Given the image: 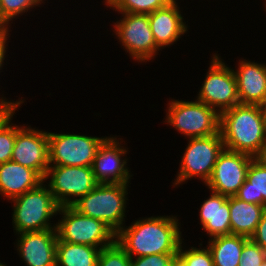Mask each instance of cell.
<instances>
[{
  "instance_id": "cell-22",
  "label": "cell",
  "mask_w": 266,
  "mask_h": 266,
  "mask_svg": "<svg viewBox=\"0 0 266 266\" xmlns=\"http://www.w3.org/2000/svg\"><path fill=\"white\" fill-rule=\"evenodd\" d=\"M248 237L224 235L209 239L208 248L212 254L214 266H238L241 252Z\"/></svg>"
},
{
  "instance_id": "cell-20",
  "label": "cell",
  "mask_w": 266,
  "mask_h": 266,
  "mask_svg": "<svg viewBox=\"0 0 266 266\" xmlns=\"http://www.w3.org/2000/svg\"><path fill=\"white\" fill-rule=\"evenodd\" d=\"M231 234L250 238L260 222L266 207L229 197Z\"/></svg>"
},
{
  "instance_id": "cell-33",
  "label": "cell",
  "mask_w": 266,
  "mask_h": 266,
  "mask_svg": "<svg viewBox=\"0 0 266 266\" xmlns=\"http://www.w3.org/2000/svg\"><path fill=\"white\" fill-rule=\"evenodd\" d=\"M260 110L264 118L266 119V95L263 98L262 102L259 104Z\"/></svg>"
},
{
  "instance_id": "cell-23",
  "label": "cell",
  "mask_w": 266,
  "mask_h": 266,
  "mask_svg": "<svg viewBox=\"0 0 266 266\" xmlns=\"http://www.w3.org/2000/svg\"><path fill=\"white\" fill-rule=\"evenodd\" d=\"M100 251V247L58 240L56 266H97Z\"/></svg>"
},
{
  "instance_id": "cell-24",
  "label": "cell",
  "mask_w": 266,
  "mask_h": 266,
  "mask_svg": "<svg viewBox=\"0 0 266 266\" xmlns=\"http://www.w3.org/2000/svg\"><path fill=\"white\" fill-rule=\"evenodd\" d=\"M23 103L21 101L9 102L0 99V164L11 161L17 126L11 122L15 110Z\"/></svg>"
},
{
  "instance_id": "cell-11",
  "label": "cell",
  "mask_w": 266,
  "mask_h": 266,
  "mask_svg": "<svg viewBox=\"0 0 266 266\" xmlns=\"http://www.w3.org/2000/svg\"><path fill=\"white\" fill-rule=\"evenodd\" d=\"M121 14L124 18L115 23L114 32L122 46L138 62L149 61L155 57L160 48L155 43L148 14Z\"/></svg>"
},
{
  "instance_id": "cell-18",
  "label": "cell",
  "mask_w": 266,
  "mask_h": 266,
  "mask_svg": "<svg viewBox=\"0 0 266 266\" xmlns=\"http://www.w3.org/2000/svg\"><path fill=\"white\" fill-rule=\"evenodd\" d=\"M44 179L33 169L8 161L0 164V193L9 200L37 188Z\"/></svg>"
},
{
  "instance_id": "cell-31",
  "label": "cell",
  "mask_w": 266,
  "mask_h": 266,
  "mask_svg": "<svg viewBox=\"0 0 266 266\" xmlns=\"http://www.w3.org/2000/svg\"><path fill=\"white\" fill-rule=\"evenodd\" d=\"M250 239L266 251V211L263 213L262 218Z\"/></svg>"
},
{
  "instance_id": "cell-25",
  "label": "cell",
  "mask_w": 266,
  "mask_h": 266,
  "mask_svg": "<svg viewBox=\"0 0 266 266\" xmlns=\"http://www.w3.org/2000/svg\"><path fill=\"white\" fill-rule=\"evenodd\" d=\"M105 4L120 13L150 14L173 0H105Z\"/></svg>"
},
{
  "instance_id": "cell-10",
  "label": "cell",
  "mask_w": 266,
  "mask_h": 266,
  "mask_svg": "<svg viewBox=\"0 0 266 266\" xmlns=\"http://www.w3.org/2000/svg\"><path fill=\"white\" fill-rule=\"evenodd\" d=\"M213 56L197 100L215 110L219 108L220 114L240 104V100L234 70L226 66L217 54Z\"/></svg>"
},
{
  "instance_id": "cell-5",
  "label": "cell",
  "mask_w": 266,
  "mask_h": 266,
  "mask_svg": "<svg viewBox=\"0 0 266 266\" xmlns=\"http://www.w3.org/2000/svg\"><path fill=\"white\" fill-rule=\"evenodd\" d=\"M62 220L56 225L57 239L72 244H85L100 249L116 241V233L99 219L85 216L72 206L59 207Z\"/></svg>"
},
{
  "instance_id": "cell-16",
  "label": "cell",
  "mask_w": 266,
  "mask_h": 266,
  "mask_svg": "<svg viewBox=\"0 0 266 266\" xmlns=\"http://www.w3.org/2000/svg\"><path fill=\"white\" fill-rule=\"evenodd\" d=\"M148 18L155 43L159 48L173 45L188 31L176 0L148 14Z\"/></svg>"
},
{
  "instance_id": "cell-19",
  "label": "cell",
  "mask_w": 266,
  "mask_h": 266,
  "mask_svg": "<svg viewBox=\"0 0 266 266\" xmlns=\"http://www.w3.org/2000/svg\"><path fill=\"white\" fill-rule=\"evenodd\" d=\"M200 222L210 238L231 235L229 197L212 191L200 208Z\"/></svg>"
},
{
  "instance_id": "cell-30",
  "label": "cell",
  "mask_w": 266,
  "mask_h": 266,
  "mask_svg": "<svg viewBox=\"0 0 266 266\" xmlns=\"http://www.w3.org/2000/svg\"><path fill=\"white\" fill-rule=\"evenodd\" d=\"M177 254H155L131 258V266H173Z\"/></svg>"
},
{
  "instance_id": "cell-34",
  "label": "cell",
  "mask_w": 266,
  "mask_h": 266,
  "mask_svg": "<svg viewBox=\"0 0 266 266\" xmlns=\"http://www.w3.org/2000/svg\"><path fill=\"white\" fill-rule=\"evenodd\" d=\"M173 266H186L178 257L175 259Z\"/></svg>"
},
{
  "instance_id": "cell-12",
  "label": "cell",
  "mask_w": 266,
  "mask_h": 266,
  "mask_svg": "<svg viewBox=\"0 0 266 266\" xmlns=\"http://www.w3.org/2000/svg\"><path fill=\"white\" fill-rule=\"evenodd\" d=\"M254 157L225 149L219 154L211 178L206 186L211 191L235 196L247 177L249 164Z\"/></svg>"
},
{
  "instance_id": "cell-35",
  "label": "cell",
  "mask_w": 266,
  "mask_h": 266,
  "mask_svg": "<svg viewBox=\"0 0 266 266\" xmlns=\"http://www.w3.org/2000/svg\"><path fill=\"white\" fill-rule=\"evenodd\" d=\"M6 32L7 30L5 29V27L0 23V37L3 36Z\"/></svg>"
},
{
  "instance_id": "cell-2",
  "label": "cell",
  "mask_w": 266,
  "mask_h": 266,
  "mask_svg": "<svg viewBox=\"0 0 266 266\" xmlns=\"http://www.w3.org/2000/svg\"><path fill=\"white\" fill-rule=\"evenodd\" d=\"M225 149L261 157L266 146V119L259 105L238 104L220 113Z\"/></svg>"
},
{
  "instance_id": "cell-32",
  "label": "cell",
  "mask_w": 266,
  "mask_h": 266,
  "mask_svg": "<svg viewBox=\"0 0 266 266\" xmlns=\"http://www.w3.org/2000/svg\"><path fill=\"white\" fill-rule=\"evenodd\" d=\"M8 35H9V30L3 36L0 37V68H2L3 63H4L3 61L5 60L4 56H5L6 49H7L6 41L8 40L7 39Z\"/></svg>"
},
{
  "instance_id": "cell-6",
  "label": "cell",
  "mask_w": 266,
  "mask_h": 266,
  "mask_svg": "<svg viewBox=\"0 0 266 266\" xmlns=\"http://www.w3.org/2000/svg\"><path fill=\"white\" fill-rule=\"evenodd\" d=\"M167 108L166 122L189 139L208 137L219 132L218 110L203 102L173 100Z\"/></svg>"
},
{
  "instance_id": "cell-8",
  "label": "cell",
  "mask_w": 266,
  "mask_h": 266,
  "mask_svg": "<svg viewBox=\"0 0 266 266\" xmlns=\"http://www.w3.org/2000/svg\"><path fill=\"white\" fill-rule=\"evenodd\" d=\"M49 177L48 187L60 207L71 206L99 184L92 166H49L44 181Z\"/></svg>"
},
{
  "instance_id": "cell-14",
  "label": "cell",
  "mask_w": 266,
  "mask_h": 266,
  "mask_svg": "<svg viewBox=\"0 0 266 266\" xmlns=\"http://www.w3.org/2000/svg\"><path fill=\"white\" fill-rule=\"evenodd\" d=\"M117 137H107L99 146L92 170L98 183L128 184L132 175L126 167L127 160L121 158L127 150L121 148Z\"/></svg>"
},
{
  "instance_id": "cell-13",
  "label": "cell",
  "mask_w": 266,
  "mask_h": 266,
  "mask_svg": "<svg viewBox=\"0 0 266 266\" xmlns=\"http://www.w3.org/2000/svg\"><path fill=\"white\" fill-rule=\"evenodd\" d=\"M11 161L35 170L44 179L50 164L48 132L17 126Z\"/></svg>"
},
{
  "instance_id": "cell-37",
  "label": "cell",
  "mask_w": 266,
  "mask_h": 266,
  "mask_svg": "<svg viewBox=\"0 0 266 266\" xmlns=\"http://www.w3.org/2000/svg\"><path fill=\"white\" fill-rule=\"evenodd\" d=\"M262 266H266V260L263 262Z\"/></svg>"
},
{
  "instance_id": "cell-29",
  "label": "cell",
  "mask_w": 266,
  "mask_h": 266,
  "mask_svg": "<svg viewBox=\"0 0 266 266\" xmlns=\"http://www.w3.org/2000/svg\"><path fill=\"white\" fill-rule=\"evenodd\" d=\"M266 260V251L250 238L244 243L238 266H262Z\"/></svg>"
},
{
  "instance_id": "cell-1",
  "label": "cell",
  "mask_w": 266,
  "mask_h": 266,
  "mask_svg": "<svg viewBox=\"0 0 266 266\" xmlns=\"http://www.w3.org/2000/svg\"><path fill=\"white\" fill-rule=\"evenodd\" d=\"M178 219L158 216L136 220L116 233V242L131 257L178 254L182 242Z\"/></svg>"
},
{
  "instance_id": "cell-9",
  "label": "cell",
  "mask_w": 266,
  "mask_h": 266,
  "mask_svg": "<svg viewBox=\"0 0 266 266\" xmlns=\"http://www.w3.org/2000/svg\"><path fill=\"white\" fill-rule=\"evenodd\" d=\"M106 138L48 132L49 166H92Z\"/></svg>"
},
{
  "instance_id": "cell-21",
  "label": "cell",
  "mask_w": 266,
  "mask_h": 266,
  "mask_svg": "<svg viewBox=\"0 0 266 266\" xmlns=\"http://www.w3.org/2000/svg\"><path fill=\"white\" fill-rule=\"evenodd\" d=\"M241 201L266 207V162L260 157L249 164L247 177L235 195Z\"/></svg>"
},
{
  "instance_id": "cell-7",
  "label": "cell",
  "mask_w": 266,
  "mask_h": 266,
  "mask_svg": "<svg viewBox=\"0 0 266 266\" xmlns=\"http://www.w3.org/2000/svg\"><path fill=\"white\" fill-rule=\"evenodd\" d=\"M224 148L220 131L208 137L190 138L174 185L177 186L197 176L206 184Z\"/></svg>"
},
{
  "instance_id": "cell-17",
  "label": "cell",
  "mask_w": 266,
  "mask_h": 266,
  "mask_svg": "<svg viewBox=\"0 0 266 266\" xmlns=\"http://www.w3.org/2000/svg\"><path fill=\"white\" fill-rule=\"evenodd\" d=\"M234 73L240 104L259 105L266 95V65L241 60Z\"/></svg>"
},
{
  "instance_id": "cell-3",
  "label": "cell",
  "mask_w": 266,
  "mask_h": 266,
  "mask_svg": "<svg viewBox=\"0 0 266 266\" xmlns=\"http://www.w3.org/2000/svg\"><path fill=\"white\" fill-rule=\"evenodd\" d=\"M128 184L99 183L71 206L79 213L99 219L115 233L123 228Z\"/></svg>"
},
{
  "instance_id": "cell-15",
  "label": "cell",
  "mask_w": 266,
  "mask_h": 266,
  "mask_svg": "<svg viewBox=\"0 0 266 266\" xmlns=\"http://www.w3.org/2000/svg\"><path fill=\"white\" fill-rule=\"evenodd\" d=\"M19 234L17 250L27 266H56V229Z\"/></svg>"
},
{
  "instance_id": "cell-27",
  "label": "cell",
  "mask_w": 266,
  "mask_h": 266,
  "mask_svg": "<svg viewBox=\"0 0 266 266\" xmlns=\"http://www.w3.org/2000/svg\"><path fill=\"white\" fill-rule=\"evenodd\" d=\"M97 266H131V257L115 241L99 253Z\"/></svg>"
},
{
  "instance_id": "cell-36",
  "label": "cell",
  "mask_w": 266,
  "mask_h": 266,
  "mask_svg": "<svg viewBox=\"0 0 266 266\" xmlns=\"http://www.w3.org/2000/svg\"><path fill=\"white\" fill-rule=\"evenodd\" d=\"M260 158L266 162V146H265L264 152Z\"/></svg>"
},
{
  "instance_id": "cell-28",
  "label": "cell",
  "mask_w": 266,
  "mask_h": 266,
  "mask_svg": "<svg viewBox=\"0 0 266 266\" xmlns=\"http://www.w3.org/2000/svg\"><path fill=\"white\" fill-rule=\"evenodd\" d=\"M177 257L186 266H214L212 254L207 247L206 249L191 247V249L183 251L181 242Z\"/></svg>"
},
{
  "instance_id": "cell-26",
  "label": "cell",
  "mask_w": 266,
  "mask_h": 266,
  "mask_svg": "<svg viewBox=\"0 0 266 266\" xmlns=\"http://www.w3.org/2000/svg\"><path fill=\"white\" fill-rule=\"evenodd\" d=\"M42 2L43 0H0V23L8 31L9 21Z\"/></svg>"
},
{
  "instance_id": "cell-4",
  "label": "cell",
  "mask_w": 266,
  "mask_h": 266,
  "mask_svg": "<svg viewBox=\"0 0 266 266\" xmlns=\"http://www.w3.org/2000/svg\"><path fill=\"white\" fill-rule=\"evenodd\" d=\"M42 182L37 188L19 195L14 202L13 226L16 233L55 229L49 219L58 214L59 204L55 201L49 187Z\"/></svg>"
}]
</instances>
